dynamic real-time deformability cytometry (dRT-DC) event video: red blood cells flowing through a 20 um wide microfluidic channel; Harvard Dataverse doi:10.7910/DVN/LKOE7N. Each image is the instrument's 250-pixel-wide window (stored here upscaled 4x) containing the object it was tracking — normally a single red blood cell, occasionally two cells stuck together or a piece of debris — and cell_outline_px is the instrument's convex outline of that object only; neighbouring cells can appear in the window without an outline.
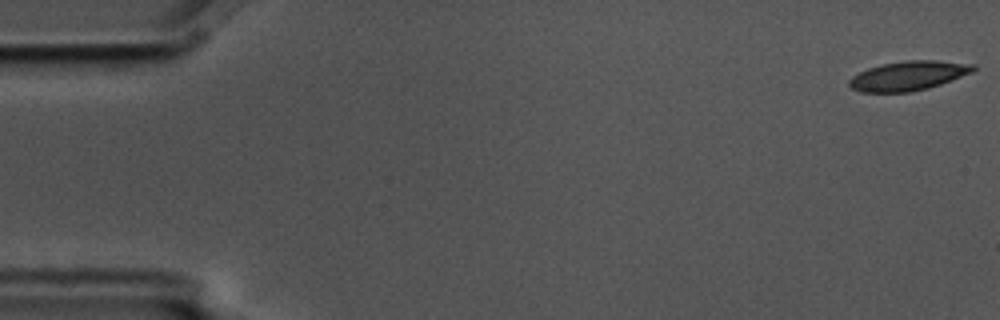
{"species": "common noctule bat (a hibernating species)", "species_latin": "Nyctalus noctula", "temperature_condition": "cold", "stored_images_in_passage": 6, "camera_frame_rate_fps": 3000, "um_per_image_px": 0.085, "animal": {"sex": "male", "body_mass_g": 17.5, "forearm_length_mm": 52.3}, "frame": {"image": 1, "passage_image": 1, "time_ms": 0.0, "image_size_px": [1000, 320], "cell_outline_px": [[976, 68], [972, 72], [940, 84], [928, 88], [912, 92], [860, 92], [852, 88], [848, 84], [848, 80], [852, 76], [868, 68], [880, 64], [908, 60], [936, 60], [976, 64]], "centroid_in_image_um": [77.2, 6.43], "position_along_channel_um": 7.8, "area_um2": 21.27}}
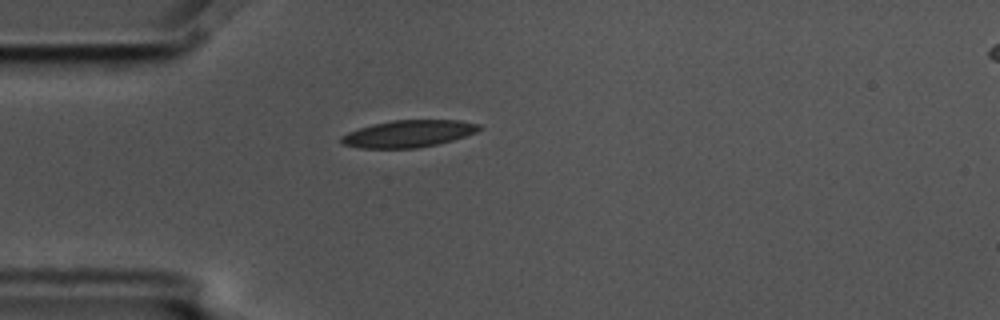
{"frame": {"image": 2, "passage_image": 5, "time_ms": 1.333, "image_size_px": [1000, 320], "cell_outline_px": [[484, 128], [476, 132], [452, 140], [436, 144], [416, 148], [360, 148], [344, 144], [340, 140], [340, 136], [348, 132], [372, 124], [392, 120], [460, 120], [480, 124]], "centroid_in_image_um": [34.73, 11.35], "position_along_channel_um": 50.3, "area_um2": 21.68}}